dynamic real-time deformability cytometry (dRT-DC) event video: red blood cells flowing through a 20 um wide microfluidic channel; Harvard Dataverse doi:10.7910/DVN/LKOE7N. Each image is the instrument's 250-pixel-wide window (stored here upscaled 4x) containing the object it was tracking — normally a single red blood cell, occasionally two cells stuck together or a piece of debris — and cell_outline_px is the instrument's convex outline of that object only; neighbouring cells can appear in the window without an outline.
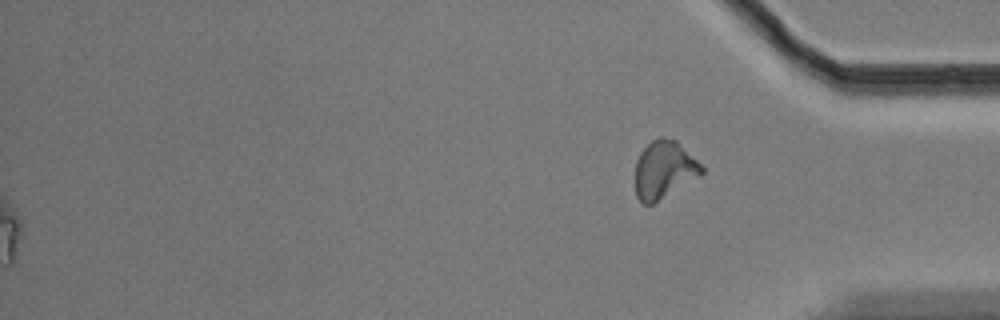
{"species": "Egyptian fruit bat (a non-hibernating species)", "species_latin": "Rousettus aegyptiacus", "temperature_condition": "cold", "stored_images_in_passage": 43, "segment_of_instrument_passage": [2, 2], "camera_frame_rate_fps": 3000, "um_per_image_px": 0.085, "animal": {"sex": "male"}, "frame": {"image": 1, "passage_image": 43, "time_ms": 14.0, "image_size_px": [1000, 320], "cell_outline_px": [[704, 172], [700, 176], [652, 204], [640, 204], [636, 196], [636, 160], [640, 152], [652, 140], [660, 136], [664, 136], [676, 140], [704, 168]], "centroid_in_image_um": [56.43, 14.42], "position_along_channel_um": 378.8, "area_um2": 22.2}}